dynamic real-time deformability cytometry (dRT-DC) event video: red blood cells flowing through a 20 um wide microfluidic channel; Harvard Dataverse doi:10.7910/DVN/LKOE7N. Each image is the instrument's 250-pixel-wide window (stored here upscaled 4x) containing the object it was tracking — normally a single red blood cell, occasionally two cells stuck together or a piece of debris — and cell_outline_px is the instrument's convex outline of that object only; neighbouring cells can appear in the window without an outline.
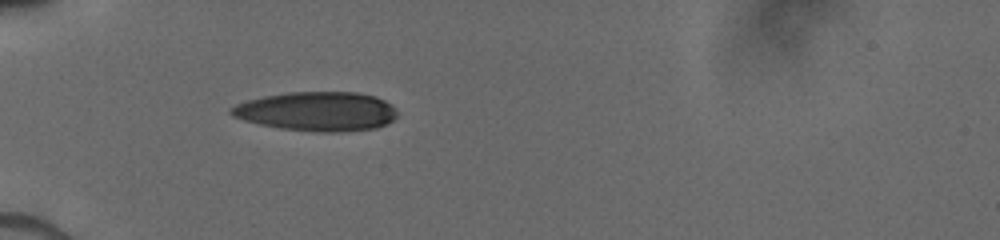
{"species": "human", "species_latin": "Homo sapiens", "temperature_condition": "cold", "stored_images_in_passage": 60, "camera_frame_rate_fps": 3000, "um_per_image_px": 0.085, "donor": {"sex": "male"}, "frame": {"image": 1, "passage_image": 1, "time_ms": 0.0, "image_size_px": [1000, 240], "cell_outline_px": [[396, 116], [392, 120], [376, 128], [340, 132], [320, 132], [280, 128], [260, 124], [244, 120], [232, 116], [228, 112], [228, 108], [244, 100], [264, 96], [288, 92], [356, 92], [376, 96], [392, 104], [396, 112]], "centroid_in_image_um": [26.9, 9.46], "position_along_channel_um": 58.1, "area_um2": 38.09}}
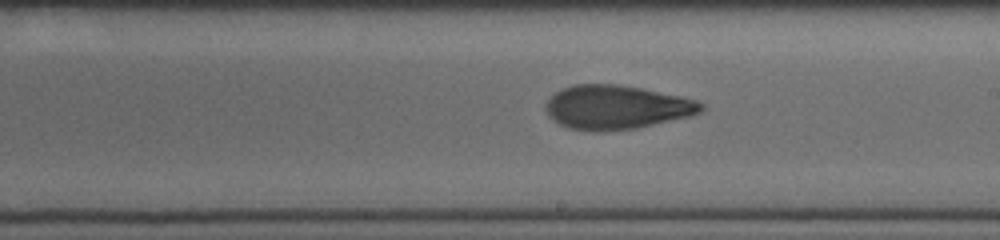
{"frame": {"image": 2, "passage_image": 28, "time_ms": 4.667, "image_size_px": [1000, 240], "cell_outline_px": [[704, 108], [700, 112], [692, 116], [636, 128], [600, 132], [592, 132], [568, 128], [552, 120], [548, 116], [544, 108], [544, 104], [556, 92], [572, 84], [616, 84], [640, 88], [680, 96], [696, 100], [704, 104]], "centroid_in_image_um": [52.37, 9.13], "position_along_channel_um": 236.6, "area_um2": 40.0}}
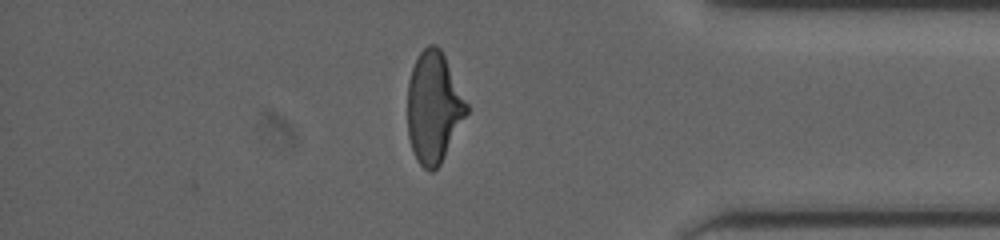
{"frame": {"image": 3, "passage_image": 45, "time_ms": 9.0, "image_size_px": [1000, 240], "cell_outline_px": [[468, 112], [440, 164], [432, 172], [428, 172], [416, 160], [412, 152], [408, 136], [408, 80], [412, 68], [420, 52], [428, 44], [436, 44], [440, 48], [468, 104]], "centroid_in_image_um": [36.85, 9.14], "position_along_channel_um": 398.4, "area_um2": 38.03}}